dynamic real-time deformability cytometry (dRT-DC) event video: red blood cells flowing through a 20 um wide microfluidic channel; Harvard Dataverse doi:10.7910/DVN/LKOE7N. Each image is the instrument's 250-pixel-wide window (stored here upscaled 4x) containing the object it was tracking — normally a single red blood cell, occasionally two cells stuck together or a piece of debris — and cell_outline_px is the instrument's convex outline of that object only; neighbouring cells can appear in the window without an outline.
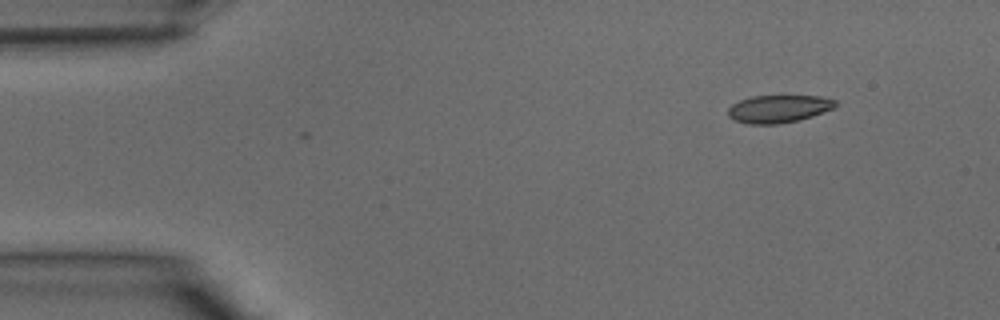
{"species": "common noctule bat (a hibernating species)", "species_latin": "Nyctalus noctula", "temperature_condition": "warm", "stored_images_in_passage": 5, "camera_frame_rate_fps": 3000, "um_per_image_px": 0.085, "animal": {"sex": "male", "body_mass_g": 15.6}, "frame": {"image": 1, "passage_image": 5, "time_ms": 1.333, "image_size_px": [1000, 320], "cell_outline_px": [[836, 104], [832, 108], [812, 116], [800, 120], [780, 124], [748, 124], [736, 120], [728, 116], [728, 108], [732, 104], [740, 100], [752, 96], [820, 96], [836, 100]], "centroid_in_image_um": [66.16, 9.25], "position_along_channel_um": 18.8, "area_um2": 17.22}}